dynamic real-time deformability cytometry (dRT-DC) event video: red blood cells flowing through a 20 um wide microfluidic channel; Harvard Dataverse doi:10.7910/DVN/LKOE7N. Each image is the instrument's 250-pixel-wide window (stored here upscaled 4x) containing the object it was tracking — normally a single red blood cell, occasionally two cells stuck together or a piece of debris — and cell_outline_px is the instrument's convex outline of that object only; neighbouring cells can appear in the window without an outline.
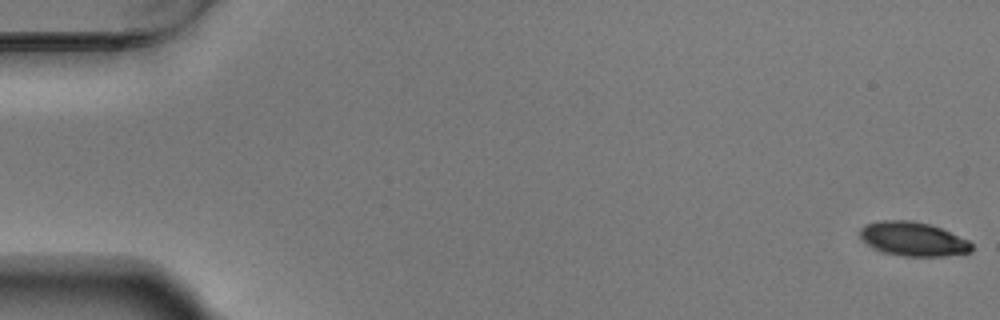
{"species": "Egyptian fruit bat (a non-hibernating species)", "species_latin": "Rousettus aegyptiacus", "temperature_condition": "warm", "stored_images_in_passage": 16, "camera_frame_rate_fps": 3000, "um_per_image_px": 0.085, "animal": {"sex": "male"}, "frame": {"image": 1, "passage_image": 1, "time_ms": 0.0, "image_size_px": [1000, 320], "cell_outline_px": [[972, 252], [944, 256], [904, 256], [884, 252], [872, 248], [860, 236], [860, 232], [868, 224], [880, 220], [908, 220], [928, 224], [940, 228], [968, 240], [972, 244]], "centroid_in_image_um": [77.64, 20.32], "position_along_channel_um": 7.4, "area_um2": 21.79}}